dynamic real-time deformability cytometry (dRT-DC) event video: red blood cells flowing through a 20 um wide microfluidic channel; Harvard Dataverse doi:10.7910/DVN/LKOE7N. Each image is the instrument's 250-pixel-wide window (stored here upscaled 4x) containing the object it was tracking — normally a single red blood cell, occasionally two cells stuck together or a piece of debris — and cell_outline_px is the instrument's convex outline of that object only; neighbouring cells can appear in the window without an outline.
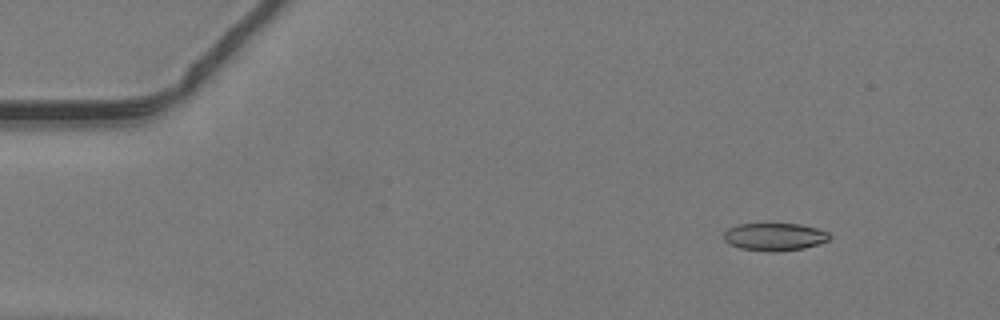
{"species": "common noctule bat (a hibernating species)", "species_latin": "Nyctalus noctula", "temperature_condition": "warm", "stored_images_in_passage": 48, "camera_frame_rate_fps": 3000, "um_per_image_px": 0.085, "animal": {"sex": "male", "body_mass_g": 19.2, "forearm_length_mm": 51.8}, "frame": {"image": 1, "passage_image": 6, "time_ms": 1.667, "image_size_px": [1000, 320], "cell_outline_px": [[832, 236], [828, 240], [804, 248], [776, 252], [768, 252], [740, 248], [728, 244], [724, 240], [724, 232], [728, 228], [736, 224], [800, 224], [816, 228], [828, 232]], "centroid_in_image_um": [65.81, 20.13], "position_along_channel_um": 19.2, "area_um2": 17.11}}
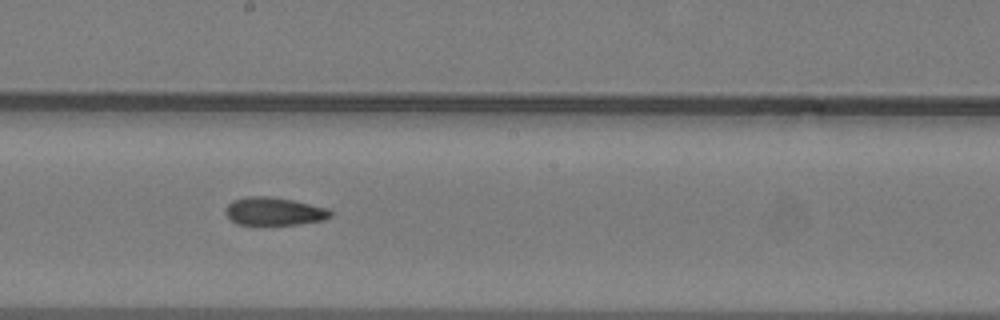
{"frame": {"image": 2, "passage_image": 27, "time_ms": 8.667, "image_size_px": [1000, 320], "cell_outline_px": [[332, 216], [324, 220], [296, 224], [240, 224], [232, 220], [224, 212], [224, 208], [232, 200], [244, 196], [272, 196], [332, 208]], "centroid_in_image_um": [23.33, 17.94], "position_along_channel_um": 224.9, "area_um2": 17.28}}
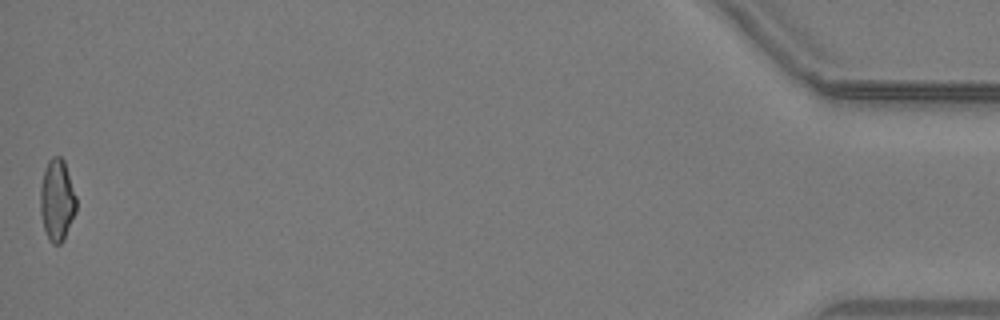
{"frame": {"image": 3, "passage_image": 48, "time_ms": 15.667, "image_size_px": [1000, 320], "cell_outline_px": [[76, 212], [64, 240], [60, 244], [52, 244], [48, 240], [44, 228], [40, 212], [40, 188], [44, 168], [48, 160], [52, 156], [60, 156], [64, 160], [76, 196]], "centroid_in_image_um": [4.84, 17.02], "position_along_channel_um": 430.4, "area_um2": 17.34}}